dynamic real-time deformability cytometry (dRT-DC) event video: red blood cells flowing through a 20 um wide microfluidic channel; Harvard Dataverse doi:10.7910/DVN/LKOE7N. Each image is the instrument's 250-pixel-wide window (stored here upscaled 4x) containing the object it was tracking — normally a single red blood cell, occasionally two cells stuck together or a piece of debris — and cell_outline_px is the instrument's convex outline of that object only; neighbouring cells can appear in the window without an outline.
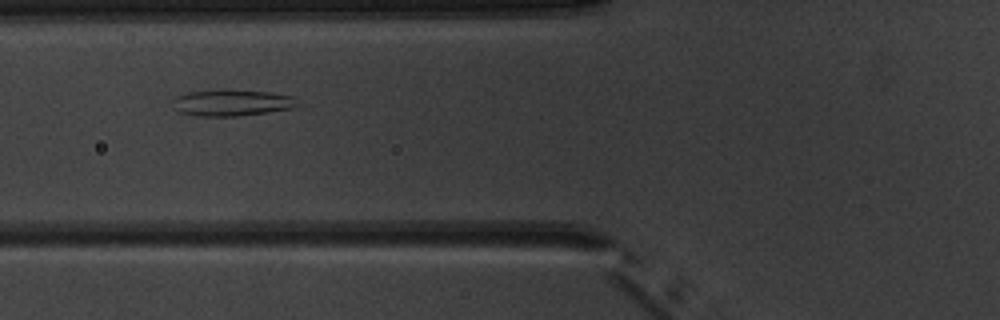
{"species": "common noctule bat (a hibernating species)", "species_latin": "Nyctalus noctula", "temperature_condition": "warm", "stored_images_in_passage": 5, "camera_frame_rate_fps": 3000, "um_per_image_px": 0.085, "animal": {"sex": "male", "body_mass_g": 20.1, "forearm_length_mm": 53.5}, "frame": {"image": 1, "passage_image": 2, "time_ms": 1.0, "image_size_px": [1000, 320], "cell_outline_px": [[300, 104], [292, 108], [268, 112], [236, 116], [196, 116], [180, 112], [172, 108], [172, 100], [176, 96], [188, 92], [220, 88], [224, 88], [268, 92], [292, 96]], "centroid_in_image_um": [19.65, 8.71], "position_along_channel_um": 106.2, "area_um2": 19.59}}
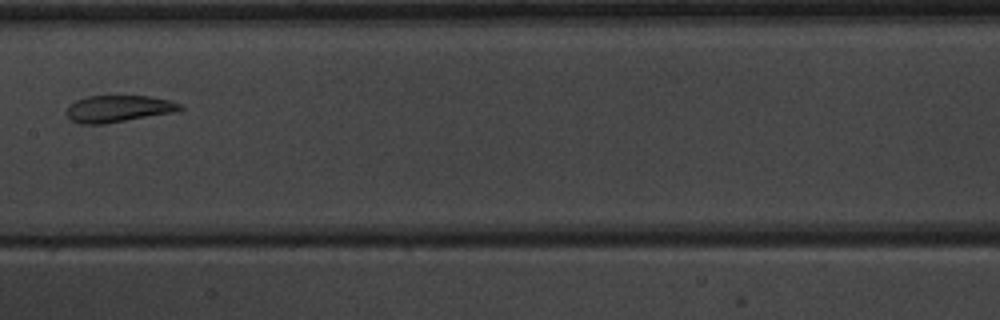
{"frame": {"image": 2, "passage_image": 4, "time_ms": 3.333, "image_size_px": [1000, 320], "cell_outline_px": [[184, 108], [172, 112], [104, 124], [80, 124], [72, 120], [64, 112], [68, 104], [76, 100], [88, 96], [148, 96], [172, 100], [184, 104]], "centroid_in_image_um": [10.04, 9.23], "position_along_channel_um": 197.4, "area_um2": 17.8}}
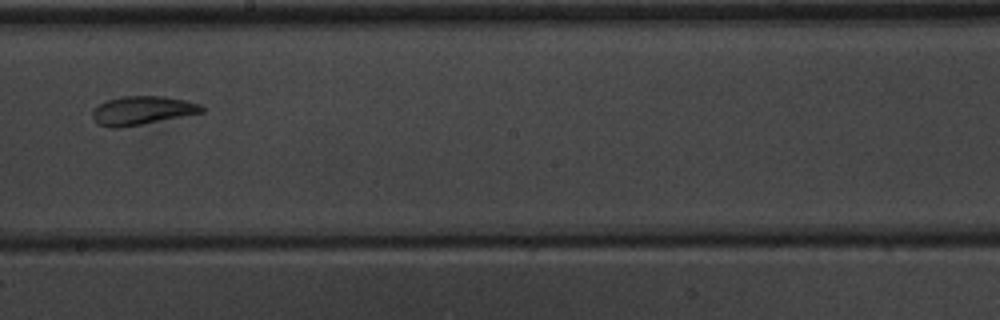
{"frame": {"image": 3, "passage_image": 5, "time_ms": 4.333, "image_size_px": [1000, 320], "cell_outline_px": [[204, 112], [120, 128], [112, 128], [96, 124], [92, 120], [92, 112], [100, 104], [108, 100], [124, 96], [164, 96], [184, 100], [200, 104], [204, 108]], "centroid_in_image_um": [12.06, 9.4], "position_along_channel_um": 236.1, "area_um2": 18.09}}